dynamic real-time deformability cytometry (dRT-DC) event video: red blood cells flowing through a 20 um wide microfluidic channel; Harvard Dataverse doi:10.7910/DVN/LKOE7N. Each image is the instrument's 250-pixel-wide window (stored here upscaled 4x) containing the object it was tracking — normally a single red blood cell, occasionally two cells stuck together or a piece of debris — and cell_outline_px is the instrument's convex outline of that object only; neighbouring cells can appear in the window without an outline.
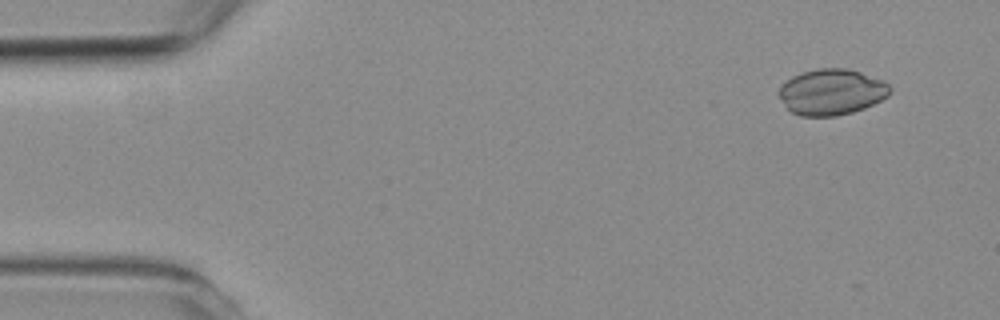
{"species": "common noctule bat (a hibernating species)", "species_latin": "Nyctalus noctula", "temperature_condition": "room temperature", "stored_images_in_passage": 6, "camera_frame_rate_fps": 3000, "um_per_image_px": 0.085, "animal": {"sex": "female", "body_mass_g": 19.3, "forearm_length_mm": 54.1}, "frame": {"image": 1, "passage_image": 5, "time_ms": 1.333, "image_size_px": [1000, 320], "cell_outline_px": [[892, 92], [888, 96], [864, 108], [852, 112], [836, 116], [800, 116], [792, 112], [784, 104], [776, 92], [780, 84], [792, 76], [800, 72], [816, 68], [848, 68], [884, 80], [892, 88]], "centroid_in_image_um": [70.66, 7.8], "position_along_channel_um": 14.3, "area_um2": 30.11}}